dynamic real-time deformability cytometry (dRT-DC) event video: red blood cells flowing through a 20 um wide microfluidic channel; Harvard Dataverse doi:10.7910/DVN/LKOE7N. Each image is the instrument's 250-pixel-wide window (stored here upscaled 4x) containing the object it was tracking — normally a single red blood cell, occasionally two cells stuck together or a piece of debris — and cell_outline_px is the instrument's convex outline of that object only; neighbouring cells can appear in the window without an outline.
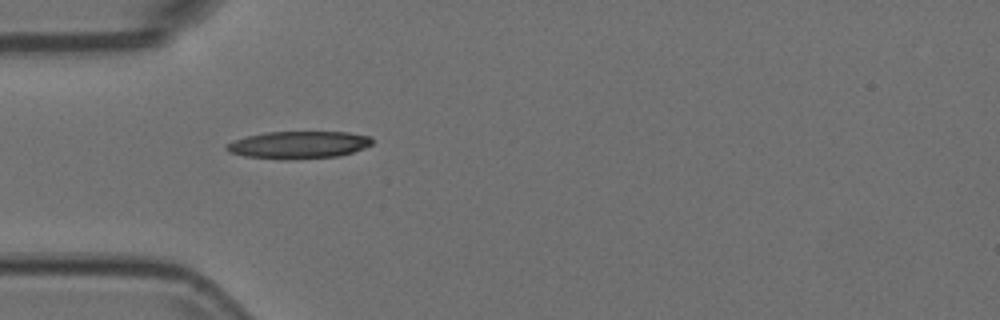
{"species": "Egyptian fruit bat (a non-hibernating species)", "species_latin": "Rousettus aegyptiacus", "temperature_condition": "room temperature", "stored_images_in_passage": 39, "camera_frame_rate_fps": 3000, "um_per_image_px": 0.085, "animal": {"sex": "female"}, "frame": {"image": 1, "passage_image": 1, "time_ms": 0.0, "image_size_px": [1000, 320], "cell_outline_px": [[372, 144], [364, 148], [340, 156], [280, 160], [244, 156], [228, 152], [224, 148], [224, 144], [232, 140], [264, 132], [348, 132], [372, 136]], "centroid_in_image_um": [25.34, 12.31], "position_along_channel_um": 59.7, "area_um2": 23.52}}
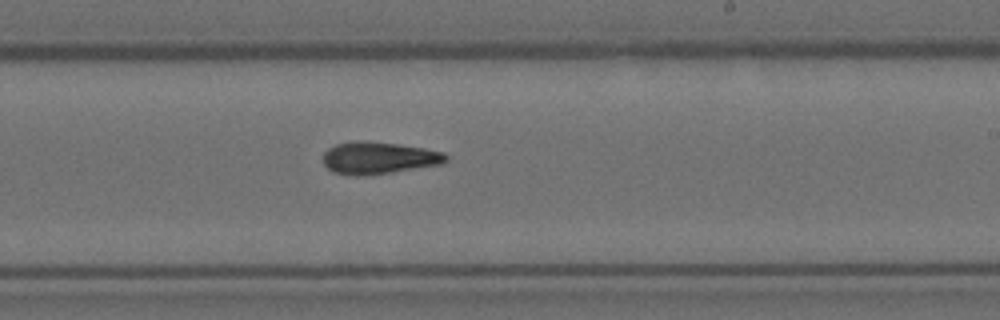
{"frame": {"image": 2, "passage_image": 17, "time_ms": 5.333, "image_size_px": [1000, 320], "cell_outline_px": [[448, 160], [444, 164], [392, 172], [356, 176], [332, 172], [324, 164], [324, 152], [328, 148], [336, 144], [396, 144], [424, 148], [444, 152], [448, 156]], "centroid_in_image_um": [32.26, 13.47], "position_along_channel_um": 256.7, "area_um2": 22.08}}
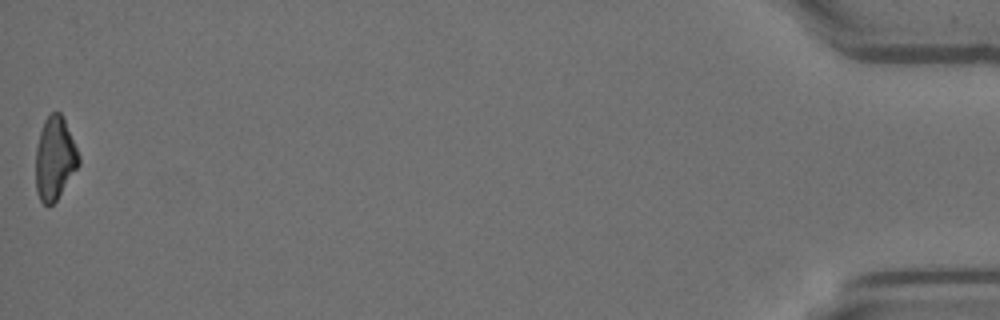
{"frame": {"image": 3, "passage_image": 39, "time_ms": 12.667, "image_size_px": [1000, 320], "cell_outline_px": [[80, 164], [56, 200], [52, 204], [44, 204], [40, 200], [36, 192], [36, 148], [40, 132], [44, 120], [52, 112], [60, 112], [64, 120], [80, 156]], "centroid_in_image_um": [4.65, 13.47], "position_along_channel_um": 430.5, "area_um2": 20.52}}